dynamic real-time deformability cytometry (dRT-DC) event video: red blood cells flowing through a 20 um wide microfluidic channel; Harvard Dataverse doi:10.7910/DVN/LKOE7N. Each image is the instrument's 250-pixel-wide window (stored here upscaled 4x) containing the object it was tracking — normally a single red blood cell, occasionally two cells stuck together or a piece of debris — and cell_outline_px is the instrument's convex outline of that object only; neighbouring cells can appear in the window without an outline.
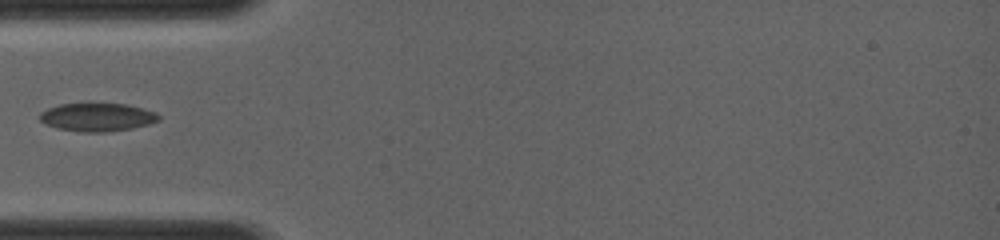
{"species": "common noctule bat (a hibernating species)", "species_latin": "Nyctalus noctula", "temperature_condition": "room temperature", "stored_images_in_passage": 15, "camera_frame_rate_fps": 4000, "um_per_image_px": 0.085, "animal": {"sex": "female", "body_mass_g": 19.0, "forearm_length_mm": 56.7}, "frame": {"image": 1, "passage_image": 1, "time_ms": 0.0, "image_size_px": [1000, 240], "cell_outline_px": [[160, 120], [148, 124], [132, 128], [104, 132], [80, 132], [56, 128], [40, 120], [40, 112], [48, 108], [60, 104], [124, 104], [156, 112], [160, 116]], "centroid_in_image_um": [8.26, 9.97], "position_along_channel_um": 76.7, "area_um2": 19.31}}